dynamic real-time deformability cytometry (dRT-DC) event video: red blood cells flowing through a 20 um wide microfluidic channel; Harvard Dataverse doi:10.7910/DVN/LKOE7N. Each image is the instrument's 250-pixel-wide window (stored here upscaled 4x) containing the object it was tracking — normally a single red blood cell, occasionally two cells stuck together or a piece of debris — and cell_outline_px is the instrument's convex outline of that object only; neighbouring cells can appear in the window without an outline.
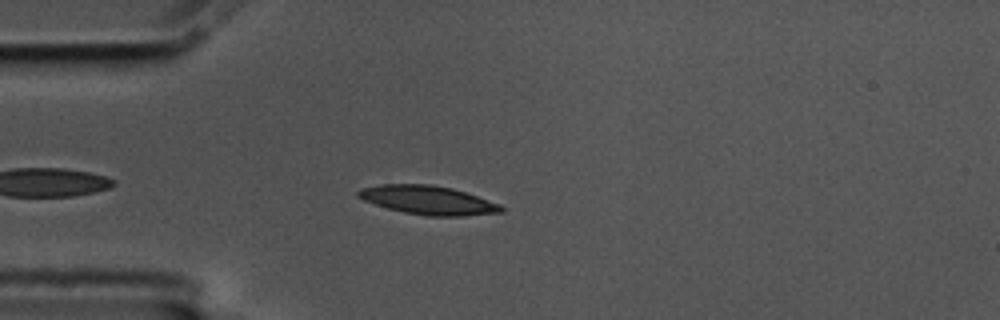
{"species": "common noctule bat (a hibernating species)", "species_latin": "Nyctalus noctula", "temperature_condition": "cold", "stored_images_in_passage": 44, "camera_frame_rate_fps": 3000, "um_per_image_px": 0.085, "animal": {"sex": "male", "body_mass_g": 17.5, "forearm_length_mm": 52.3}, "frame": {"image": 1, "passage_image": 2, "time_ms": 0.333, "image_size_px": [1000, 320], "cell_outline_px": [[504, 212], [464, 216], [428, 216], [404, 212], [388, 208], [364, 200], [356, 196], [356, 192], [360, 188], [380, 184], [432, 184], [452, 188], [500, 204], [504, 208]], "centroid_in_image_um": [36.37, 17.01], "position_along_channel_um": 48.6, "area_um2": 23.93}}
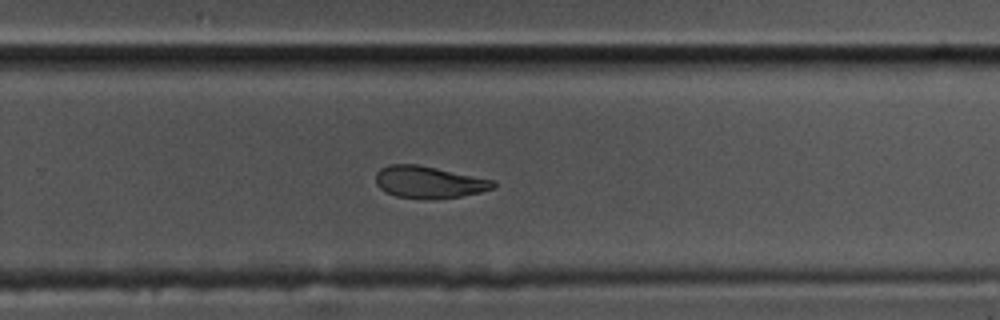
{"frame": {"image": 2, "passage_image": 24, "time_ms": 7.667, "image_size_px": [1000, 320], "cell_outline_px": [[496, 184], [492, 188], [480, 192], [460, 196], [424, 200], [396, 196], [380, 188], [376, 184], [376, 172], [380, 168], [388, 164], [416, 164], [496, 180]], "centroid_in_image_um": [36.44, 15.48], "position_along_channel_um": 293.4, "area_um2": 21.91}}
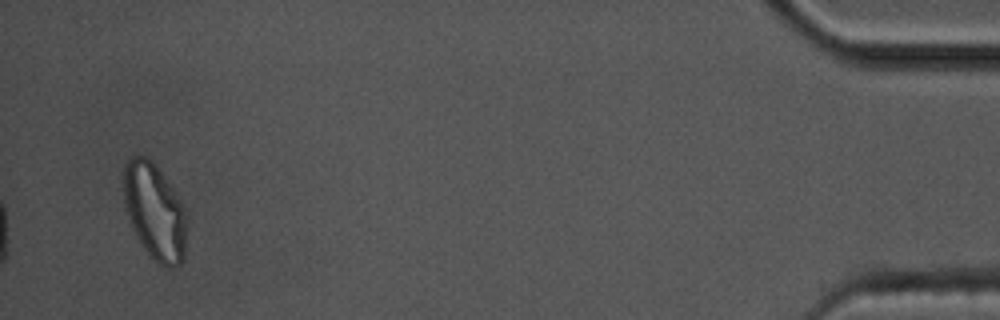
{"frame": {"image": 3, "passage_image": 42, "time_ms": 13.667, "image_size_px": [1000, 320], "cell_outline_px": [[184, 260], [176, 268], [168, 268], [160, 264], [148, 256], [140, 244], [132, 228], [124, 204], [124, 164], [132, 156], [144, 156], [160, 172], [176, 192], [184, 208]], "centroid_in_image_um": [13.12, 18.04], "position_along_channel_um": 422.1, "area_um2": 34.91}, "authors_computed_cell_mechanics": {"area_um2": 23.2645, "velocity_mm_per_s": 3.5062, "shape_relaxation_time_tau1_ms": 8.8585, "shape_relaxation_time_tau2_ms": 5.3398, "deformation_change_tau1": 0.1931, "deformation_change_tau2": 0.1146}}